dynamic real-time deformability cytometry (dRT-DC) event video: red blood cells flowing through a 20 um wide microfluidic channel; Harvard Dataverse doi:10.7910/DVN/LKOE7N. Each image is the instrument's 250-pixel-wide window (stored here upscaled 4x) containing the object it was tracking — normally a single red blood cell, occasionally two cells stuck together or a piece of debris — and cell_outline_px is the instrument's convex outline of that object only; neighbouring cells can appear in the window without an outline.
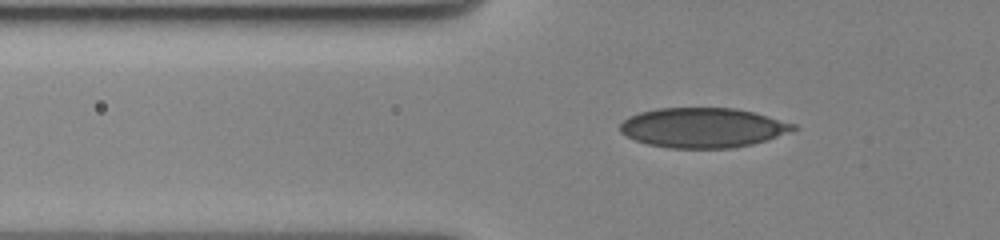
{"species": "human", "species_latin": "Homo sapiens", "temperature_condition": "cold", "stored_images_in_passage": 41, "camera_frame_rate_fps": 3000, "um_per_image_px": 0.085, "donor": {"sex": "female"}, "frame": {"image": 1, "passage_image": 4, "time_ms": 1.0, "image_size_px": [1000, 240], "cell_outline_px": [[800, 128], [768, 140], [752, 144], [732, 148], [668, 148], [648, 144], [636, 140], [620, 132], [620, 124], [628, 116], [640, 112], [656, 108], [736, 108], [752, 112], [796, 124]], "centroid_in_image_um": [59.75, 10.85], "position_along_channel_um": 66.0, "area_um2": 40.23}}
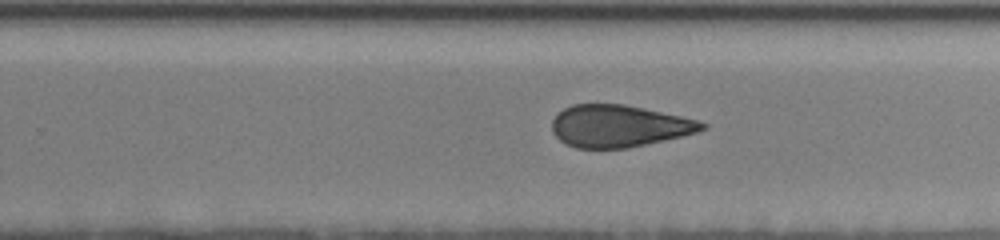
{"frame": {"image": 2, "passage_image": 23, "time_ms": 7.333, "image_size_px": [1000, 240], "cell_outline_px": [[708, 128], [696, 132], [680, 136], [628, 148], [576, 148], [560, 140], [552, 132], [552, 120], [564, 108], [572, 104], [624, 104], [680, 116], [696, 120], [708, 124]], "centroid_in_image_um": [52.59, 10.71], "position_along_channel_um": 277.2, "area_um2": 36.41}}
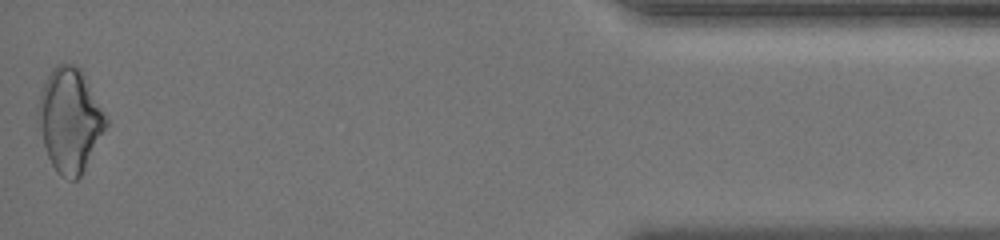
{"frame": {"image": 3, "passage_image": 41, "time_ms": 13.333, "image_size_px": [1000, 240], "cell_outline_px": [[108, 124], [80, 176], [76, 180], [68, 180], [60, 176], [56, 172], [48, 156], [36, 120], [36, 108], [40, 92], [52, 68], [56, 64], [72, 64], [80, 68], [108, 116]], "centroid_in_image_um": [5.92, 10.19], "position_along_channel_um": 429.3, "area_um2": 41.1}, "authors_computed_cell_mechanics": {"area_um2": 38.726, "velocity_mm_per_s": 3.505, "shape_relaxation_time_tau1_ms": 9.4117, "shape_relaxation_time_tau2_ms": 3.0632, "deformation_change_tau1": 0.1437, "deformation_change_tau2": 0.0924}}